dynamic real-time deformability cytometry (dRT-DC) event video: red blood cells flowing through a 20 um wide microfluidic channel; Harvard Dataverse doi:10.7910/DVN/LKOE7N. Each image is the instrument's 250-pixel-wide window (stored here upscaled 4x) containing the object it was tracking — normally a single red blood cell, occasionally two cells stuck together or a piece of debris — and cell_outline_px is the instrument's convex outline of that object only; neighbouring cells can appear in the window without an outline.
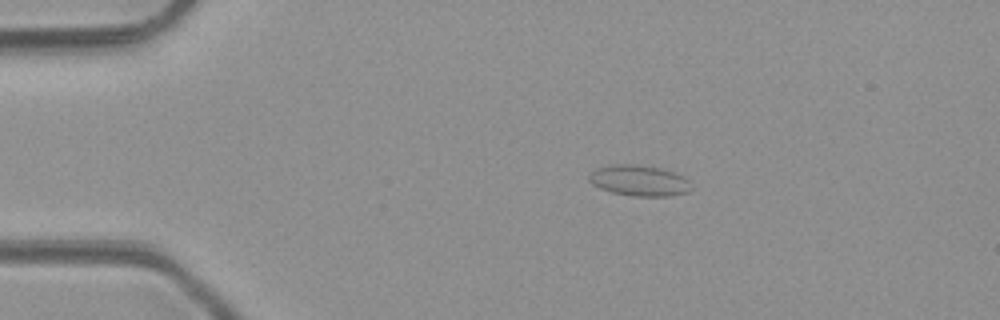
{"species": "common noctule bat (a hibernating species)", "species_latin": "Nyctalus noctula", "temperature_condition": "room temperature", "stored_images_in_passage": 4, "camera_frame_rate_fps": 3000, "um_per_image_px": 0.085, "animal": {"sex": "male", "body_mass_g": 23.1, "forearm_length_mm": 52.7}, "frame": {"image": 1, "passage_image": 1, "time_ms": 0.0, "image_size_px": [1000, 320], "cell_outline_px": [[692, 188], [688, 192], [668, 196], [632, 196], [612, 192], [600, 188], [592, 184], [588, 180], [588, 176], [596, 168], [612, 164], [636, 164], [664, 168], [684, 176], [688, 180]], "centroid_in_image_um": [54.34, 15.34], "position_along_channel_um": 30.7, "area_um2": 18.55}}
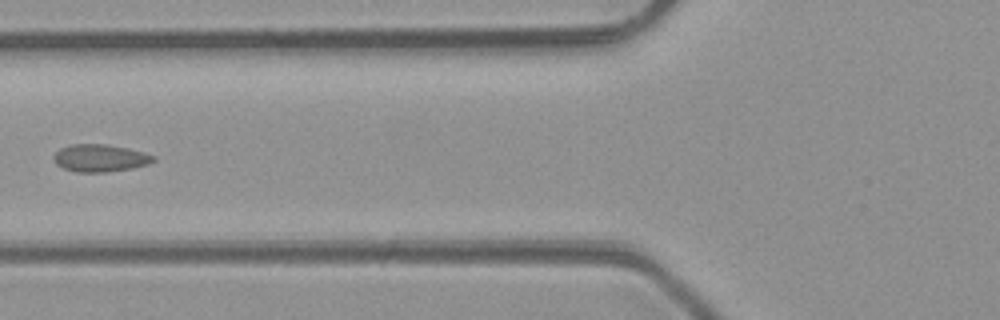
{"frame": {"image": 2, "passage_image": 4, "time_ms": 3.333, "image_size_px": [1000, 320], "cell_outline_px": [[156, 160], [148, 164], [132, 168], [108, 172], [76, 172], [64, 168], [56, 164], [52, 156], [60, 148], [72, 144], [108, 144], [128, 148], [144, 152], [156, 156]], "centroid_in_image_um": [8.52, 13.43], "position_along_channel_um": 117.3, "area_um2": 16.07}}